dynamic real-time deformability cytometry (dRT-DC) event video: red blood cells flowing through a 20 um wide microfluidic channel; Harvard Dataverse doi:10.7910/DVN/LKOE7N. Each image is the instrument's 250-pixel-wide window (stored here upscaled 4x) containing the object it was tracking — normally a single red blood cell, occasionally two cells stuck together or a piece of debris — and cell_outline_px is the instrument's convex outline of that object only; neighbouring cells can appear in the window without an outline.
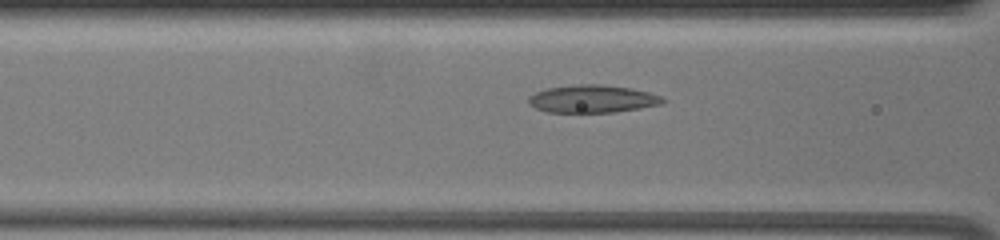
{"species": "common noctule bat (a hibernating species)", "species_latin": "Nyctalus noctula", "temperature_condition": "warm", "stored_images_in_passage": 36, "camera_frame_rate_fps": 3000, "um_per_image_px": 0.085, "animal": {"sex": "female", "body_mass_g": 19.5, "forearm_length_mm": 54.1}, "frame": {"image": 1, "passage_image": 10, "time_ms": 3.0, "image_size_px": [1000, 240], "cell_outline_px": [[668, 100], [660, 104], [640, 108], [612, 112], [548, 112], [536, 108], [528, 104], [528, 96], [536, 92], [548, 88], [576, 84], [604, 84], [632, 88], [648, 92], [660, 96]], "centroid_in_image_um": [50.35, 8.39], "position_along_channel_um": 116.3, "area_um2": 21.68}}
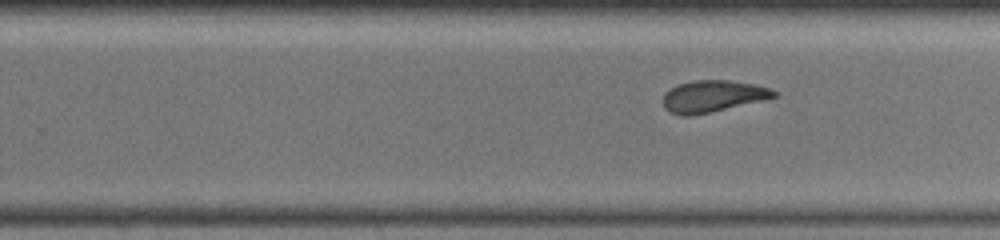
{"frame": {"image": 2, "passage_image": 23, "time_ms": 7.333, "image_size_px": [1000, 240], "cell_outline_px": [[776, 96], [760, 100], [692, 116], [680, 116], [664, 108], [664, 92], [680, 84], [696, 80], [728, 80], [752, 84], [768, 88], [776, 92]], "centroid_in_image_um": [60.52, 8.18], "position_along_channel_um": 269.3, "area_um2": 19.88}}
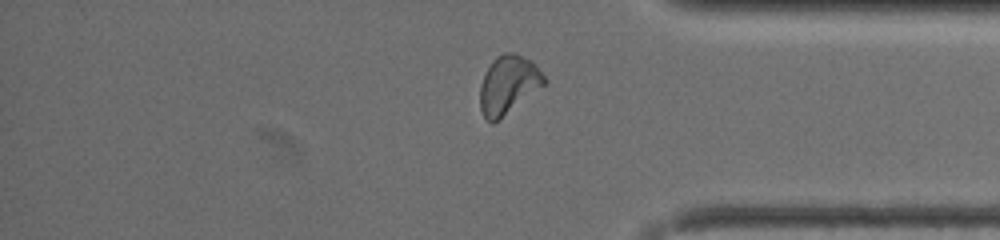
{"frame": {"image": 3, "passage_image": 34, "time_ms": 11.0, "image_size_px": [1000, 240], "cell_outline_px": [[548, 80], [544, 84], [492, 124], [484, 116], [480, 108], [480, 84], [492, 60], [496, 56], [504, 52], [516, 52], [532, 60]], "centroid_in_image_um": [43.2, 7.15], "position_along_channel_um": 392.0, "area_um2": 21.5}}